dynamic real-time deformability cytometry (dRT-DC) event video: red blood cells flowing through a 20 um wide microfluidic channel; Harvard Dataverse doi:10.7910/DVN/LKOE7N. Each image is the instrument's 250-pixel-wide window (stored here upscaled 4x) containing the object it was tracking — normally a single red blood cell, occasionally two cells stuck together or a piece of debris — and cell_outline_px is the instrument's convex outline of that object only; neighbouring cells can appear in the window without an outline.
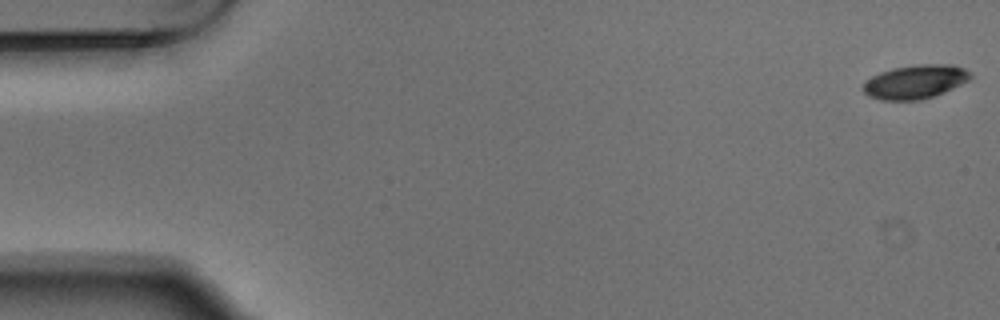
{"species": "Egyptian fruit bat (a non-hibernating species)", "species_latin": "Rousettus aegyptiacus", "temperature_condition": "warm", "stored_images_in_passage": 6, "segment_of_instrument_passage": [1, 2], "camera_frame_rate_fps": 3000, "um_per_image_px": 0.085, "animal": {"sex": "male"}, "frame": {"image": 1, "passage_image": 1, "time_ms": 0.0, "image_size_px": [1000, 320], "cell_outline_px": [[972, 76], [968, 80], [944, 92], [920, 100], [880, 100], [868, 96], [860, 88], [872, 76], [880, 72], [892, 68], [920, 64], [952, 64], [964, 68], [972, 72]], "centroid_in_image_um": [77.78, 6.94], "position_along_channel_um": 7.2, "area_um2": 21.15}}
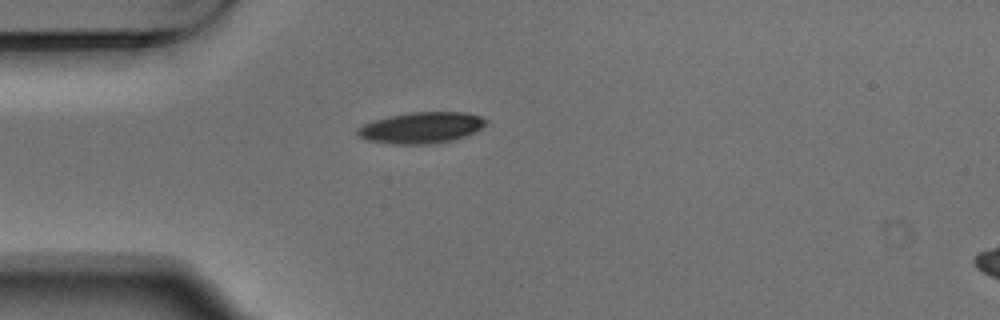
{"frame": {"image": 2, "passage_image": 5, "time_ms": 1.333, "image_size_px": [1000, 320], "cell_outline_px": [[488, 124], [476, 132], [452, 140], [428, 144], [388, 144], [368, 140], [356, 136], [356, 128], [364, 124], [388, 116], [408, 112], [464, 112], [480, 116], [488, 120]], "centroid_in_image_um": [35.81, 10.85], "position_along_channel_um": 49.2, "area_um2": 23.52}}